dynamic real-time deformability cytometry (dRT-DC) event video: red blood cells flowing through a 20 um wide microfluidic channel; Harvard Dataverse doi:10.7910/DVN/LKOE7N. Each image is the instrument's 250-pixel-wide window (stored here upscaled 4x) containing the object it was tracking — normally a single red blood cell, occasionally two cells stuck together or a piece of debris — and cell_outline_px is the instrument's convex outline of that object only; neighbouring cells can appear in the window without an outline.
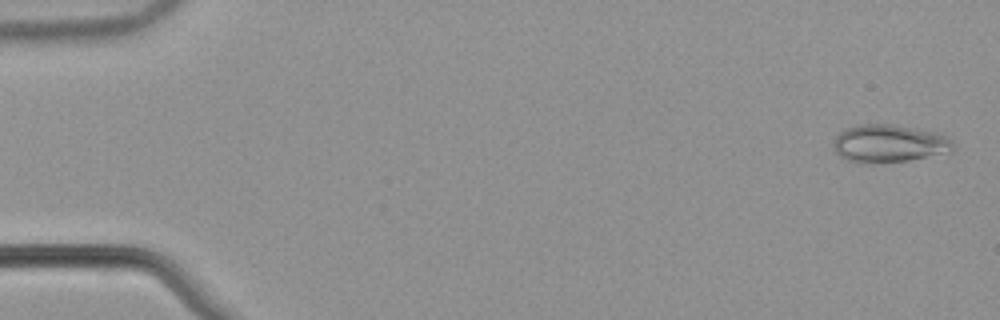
{"species": "common noctule bat (a hibernating species)", "species_latin": "Nyctalus noctula", "temperature_condition": "warm", "stored_images_in_passage": 54, "camera_frame_rate_fps": 3000, "um_per_image_px": 0.085, "animal": {"sex": "male", "body_mass_g": 21.5, "forearm_length_mm": 52.0}, "frame": {"image": 1, "passage_image": 2, "time_ms": 0.333, "image_size_px": [1000, 320], "cell_outline_px": [[956, 148], [952, 152], [908, 160], [864, 164], [856, 164], [840, 156], [832, 148], [832, 144], [836, 136], [844, 128], [860, 124], [892, 124], [936, 132], [948, 136], [952, 140]], "centroid_in_image_um": [75.57, 12.2], "position_along_channel_um": 9.4, "area_um2": 26.82}}
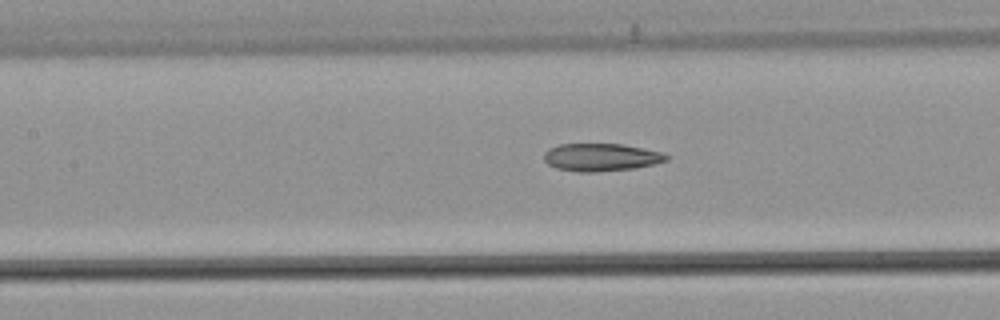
{"frame": {"image": 2, "passage_image": 25, "time_ms": 8.0, "image_size_px": [1000, 320], "cell_outline_px": [[668, 160], [652, 164], [632, 168], [596, 172], [580, 172], [556, 168], [548, 164], [544, 160], [544, 152], [548, 148], [560, 144], [620, 144], [664, 152], [668, 156]], "centroid_in_image_um": [51.06, 13.36], "position_along_channel_um": 156.3, "area_um2": 19.65}}
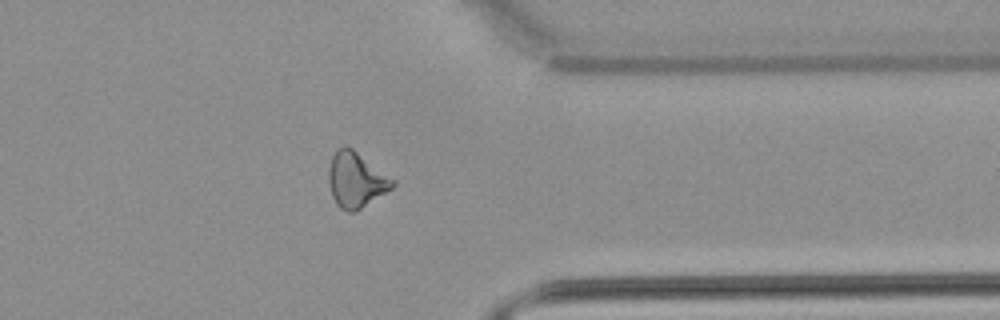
{"frame": {"image": 3, "passage_image": 43, "time_ms": 14.0, "image_size_px": [1000, 320], "cell_outline_px": [[396, 184], [392, 188], [356, 212], [348, 212], [340, 208], [336, 204], [332, 196], [328, 184], [328, 168], [332, 156], [336, 148], [344, 144], [352, 148], [396, 180]], "centroid_in_image_um": [30.24, 15.28], "position_along_channel_um": 381.2, "area_um2": 20.92}, "authors_computed_cell_mechanics": {"area_um2": 21.1837, "velocity_mm_per_s": 3.8776, "shape_relaxation_time_tau1_ms": null, "shape_relaxation_time_tau2_ms": 4.9502, "deformation_change_tau1": null, "deformation_change_tau2": 0.1368}}